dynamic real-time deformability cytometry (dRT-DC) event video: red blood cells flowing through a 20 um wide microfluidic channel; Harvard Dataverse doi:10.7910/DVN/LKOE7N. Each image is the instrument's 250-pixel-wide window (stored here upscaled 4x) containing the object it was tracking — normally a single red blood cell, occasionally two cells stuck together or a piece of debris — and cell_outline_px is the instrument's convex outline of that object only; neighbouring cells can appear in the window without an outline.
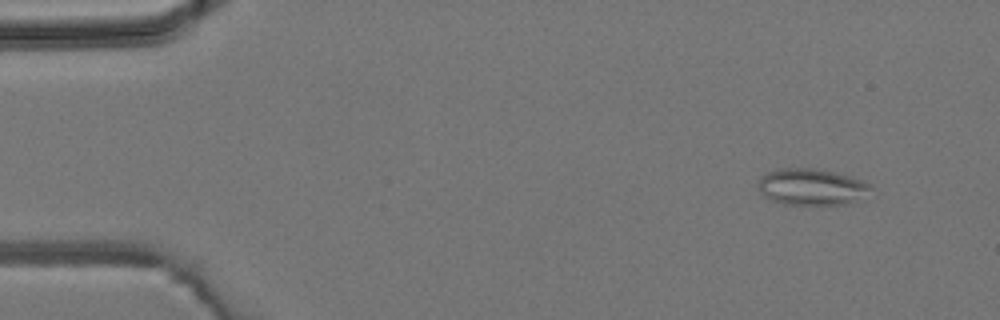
{"species": "common noctule bat (a hibernating species)", "species_latin": "Nyctalus noctula", "temperature_condition": "room temperature", "stored_images_in_passage": 6, "camera_frame_rate_fps": 3000, "um_per_image_px": 0.085, "animal": {"sex": "male", "body_mass_g": 19.2, "forearm_length_mm": 51.8}, "frame": {"image": 1, "passage_image": 1, "time_ms": 0.0, "image_size_px": [1000, 320], "cell_outline_px": [[872, 188], [844, 204], [784, 204], [772, 200], [764, 196], [760, 192], [756, 184], [760, 176], [776, 168], [812, 168], [832, 172], [848, 176], [872, 184]], "centroid_in_image_um": [68.85, 15.86], "position_along_channel_um": 16.1, "area_um2": 23.41}}
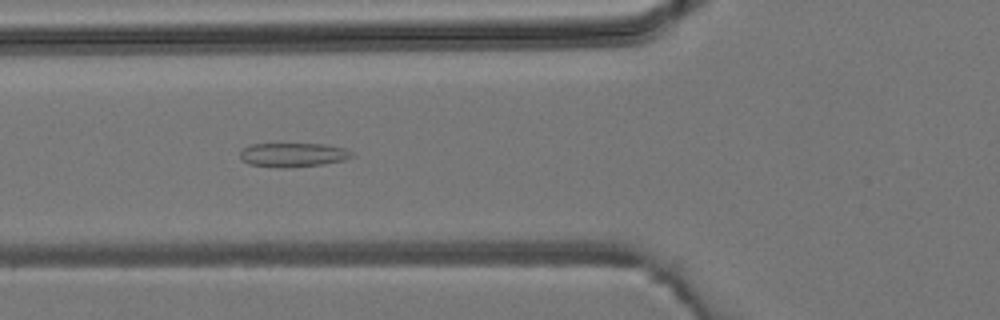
{"frame": {"image": 2, "passage_image": 5, "time_ms": 4.333, "image_size_px": [1000, 320], "cell_outline_px": [[356, 156], [344, 160], [324, 164], [280, 168], [248, 164], [240, 156], [240, 152], [244, 148], [252, 144], [324, 144], [344, 148], [352, 152]], "centroid_in_image_um": [24.94, 13.16], "position_along_channel_um": 100.9, "area_um2": 15.61}}
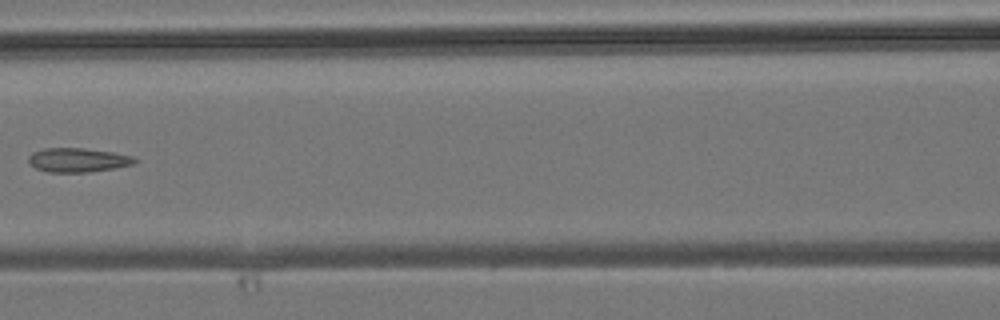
{"frame": {"image": 3, "passage_image": 6, "time_ms": 5.667, "image_size_px": [1000, 320], "cell_outline_px": [[140, 160], [132, 164], [116, 168], [88, 172], [48, 172], [36, 168], [28, 160], [28, 156], [32, 152], [44, 148], [84, 148], [112, 152], [132, 156]], "centroid_in_image_um": [6.63, 13.6], "position_along_channel_um": 160.0, "area_um2": 14.91}}